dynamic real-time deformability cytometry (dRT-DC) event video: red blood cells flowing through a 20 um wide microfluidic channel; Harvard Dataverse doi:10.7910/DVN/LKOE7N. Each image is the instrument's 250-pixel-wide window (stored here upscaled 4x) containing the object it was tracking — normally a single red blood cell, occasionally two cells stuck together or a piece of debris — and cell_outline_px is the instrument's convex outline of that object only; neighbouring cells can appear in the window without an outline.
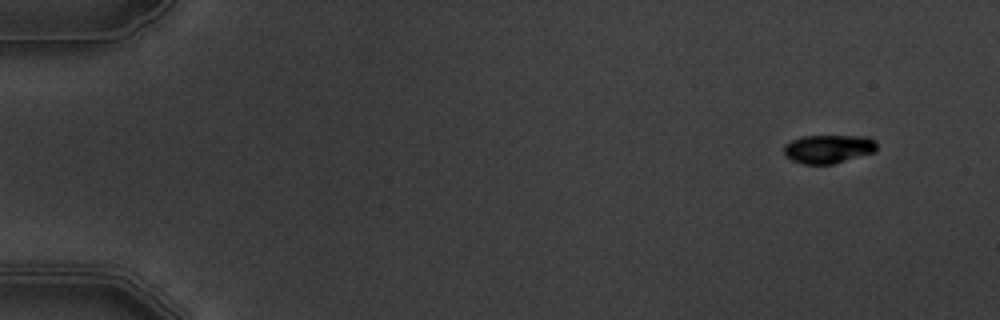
{"species": "common noctule bat (a hibernating species)", "species_latin": "Nyctalus noctula", "temperature_condition": "warm", "stored_images_in_passage": 10, "camera_frame_rate_fps": 3000, "um_per_image_px": 0.085, "animal": {"sex": "male", "body_mass_g": 19.5, "forearm_length_mm": 54.6}, "frame": {"image": 1, "passage_image": 1, "time_ms": 0.0, "image_size_px": [1000, 320], "cell_outline_px": [[876, 152], [832, 164], [804, 164], [792, 160], [784, 156], [784, 144], [792, 140], [804, 136], [868, 136], [876, 140]], "centroid_in_image_um": [70.42, 12.65], "position_along_channel_um": 14.6, "area_um2": 15.55}}
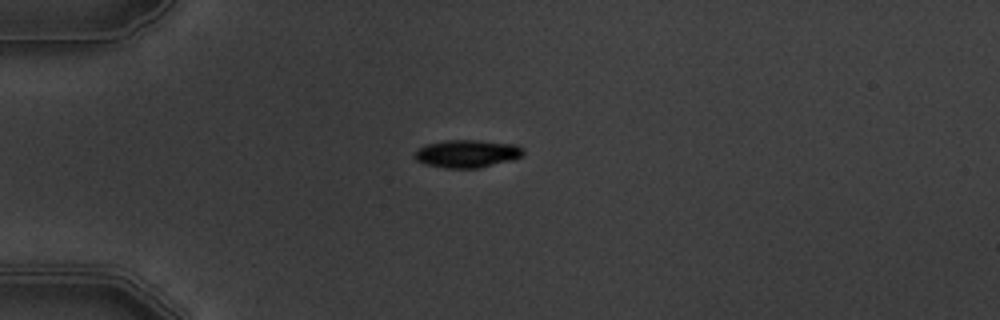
{"frame": {"image": 2, "passage_image": 4, "time_ms": 3.667, "image_size_px": [1000, 320], "cell_outline_px": [[524, 152], [520, 156], [512, 160], [480, 168], [444, 168], [424, 164], [416, 160], [412, 156], [420, 148], [428, 144], [444, 140], [476, 140], [516, 144], [524, 148]], "centroid_in_image_um": [39.7, 13.06], "position_along_channel_um": 45.3, "area_um2": 17.63}}